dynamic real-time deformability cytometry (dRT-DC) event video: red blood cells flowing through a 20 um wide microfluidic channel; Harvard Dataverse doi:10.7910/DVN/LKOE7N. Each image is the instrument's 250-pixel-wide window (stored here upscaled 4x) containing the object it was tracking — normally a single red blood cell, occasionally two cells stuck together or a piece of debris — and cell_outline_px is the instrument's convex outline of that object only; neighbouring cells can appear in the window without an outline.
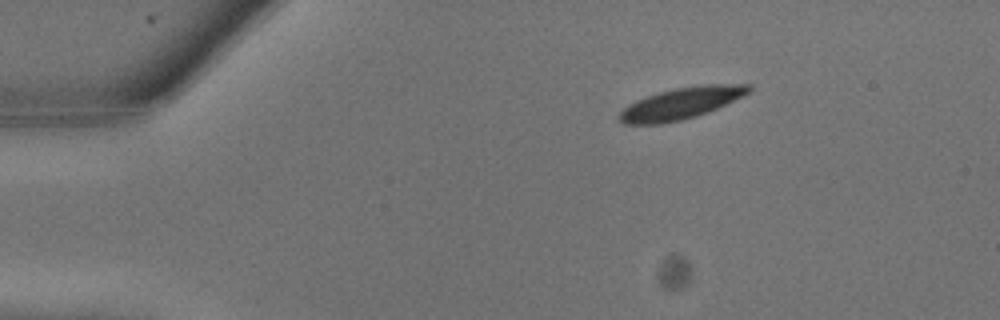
{"species": "common noctule bat (a hibernating species)", "species_latin": "Nyctalus noctula", "temperature_condition": "warm", "stored_images_in_passage": 14, "camera_frame_rate_fps": 3000, "um_per_image_px": 0.085, "animal": {"sex": "male", "body_mass_g": 13.3}, "frame": {"image": 1, "passage_image": 1, "time_ms": 0.0, "image_size_px": [1000, 320], "cell_outline_px": [[752, 92], [708, 112], [696, 116], [680, 120], [660, 124], [624, 124], [616, 116], [628, 104], [636, 100], [660, 92], [676, 88], [704, 84], [752, 84]], "centroid_in_image_um": [57.92, 8.78], "position_along_channel_um": 27.1, "area_um2": 23.76}}
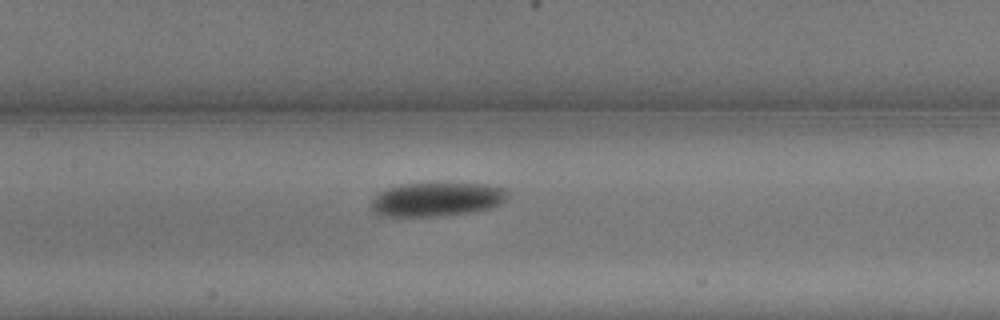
{"frame": {"image": 2, "passage_image": 9, "time_ms": 2.667, "image_size_px": [1000, 320], "cell_outline_px": [[508, 196], [500, 204], [492, 208], [472, 212], [436, 216], [376, 216], [372, 208], [372, 200], [380, 192], [388, 188], [400, 184], [432, 180], [436, 180], [484, 184], [504, 188], [508, 192]], "centroid_in_image_um": [37.13, 16.89], "position_along_channel_um": 170.3, "area_um2": 28.03}}
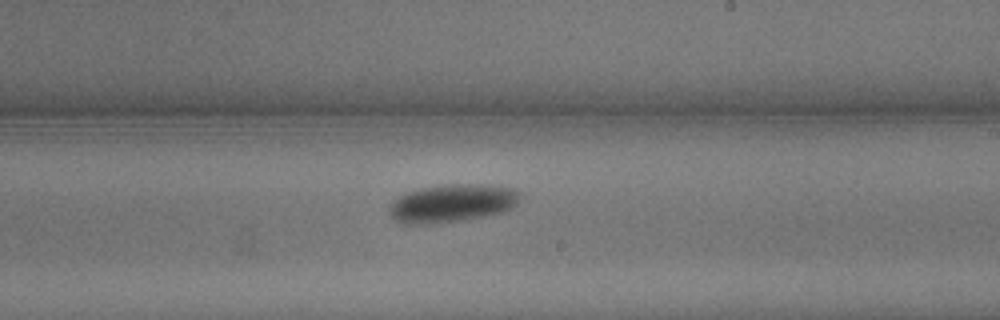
{"frame": {"image": 3, "passage_image": 12, "time_ms": 3.667, "image_size_px": [1000, 320], "cell_outline_px": [[520, 196], [516, 204], [512, 208], [504, 212], [484, 216], [460, 220], [428, 224], [412, 224], [392, 220], [388, 212], [388, 204], [392, 200], [408, 192], [420, 188], [440, 184], [488, 184], [512, 188], [520, 192]], "centroid_in_image_um": [38.4, 17.26], "position_along_channel_um": 250.6, "area_um2": 29.25}}